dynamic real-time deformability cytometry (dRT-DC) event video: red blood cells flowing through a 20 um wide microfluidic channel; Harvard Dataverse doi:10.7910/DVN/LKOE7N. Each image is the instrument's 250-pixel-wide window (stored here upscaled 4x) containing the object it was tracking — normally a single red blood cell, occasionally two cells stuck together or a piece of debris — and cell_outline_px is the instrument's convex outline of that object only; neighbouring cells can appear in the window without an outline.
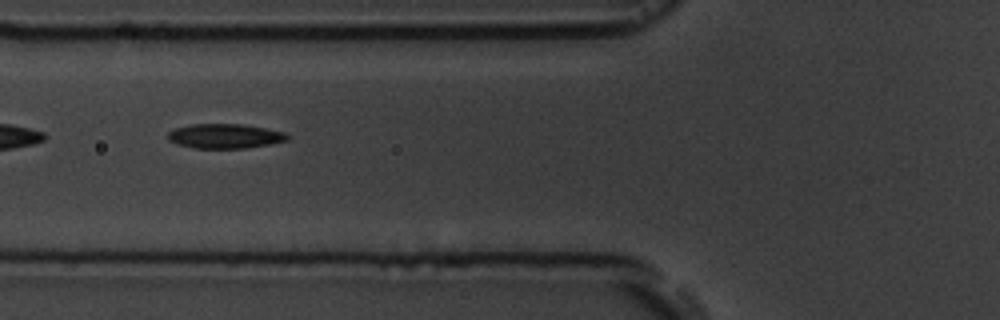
{"species": "common noctule bat (a hibernating species)", "species_latin": "Nyctalus noctula", "temperature_condition": "room temperature", "stored_images_in_passage": 13, "camera_frame_rate_fps": 3000, "um_per_image_px": 0.085, "animal": {"sex": "male", "body_mass_g": 19.5, "forearm_length_mm": 54.6}, "frame": {"image": 1, "passage_image": 3, "time_ms": 2.333, "image_size_px": [1000, 320], "cell_outline_px": [[288, 140], [268, 144], [244, 148], [192, 148], [176, 144], [168, 140], [168, 132], [176, 128], [192, 124], [244, 124], [284, 132], [288, 136]], "centroid_in_image_um": [19.08, 11.57], "position_along_channel_um": 106.7, "area_um2": 16.99}}
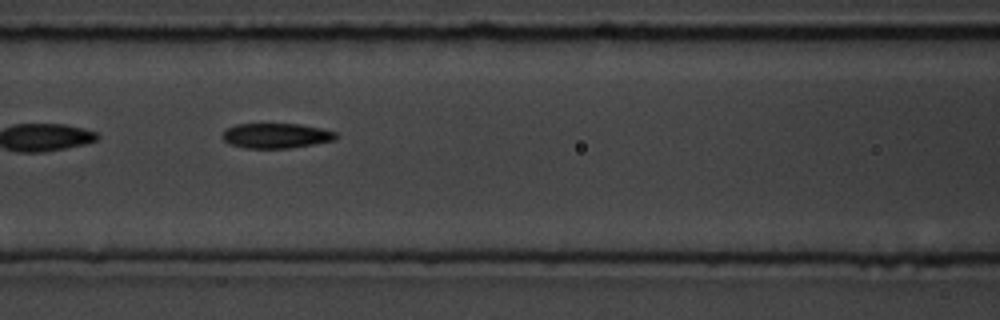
{"frame": {"image": 2, "passage_image": 4, "time_ms": 3.333, "image_size_px": [1000, 320], "cell_outline_px": [[336, 140], [288, 148], [244, 148], [228, 144], [220, 136], [228, 128], [236, 124], [300, 124], [320, 128], [336, 132]], "centroid_in_image_um": [23.44, 11.53], "position_along_channel_um": 143.2, "area_um2": 16.47}}
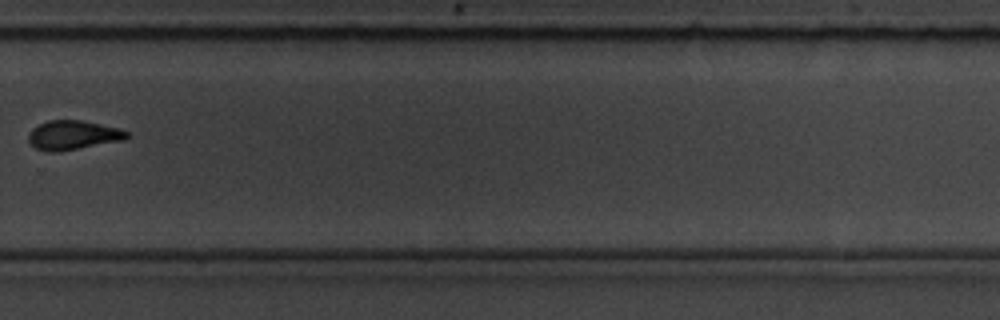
{"frame": {"image": 3, "passage_image": 8, "time_ms": 8.333, "image_size_px": [1000, 320], "cell_outline_px": [[128, 136], [124, 140], [60, 152], [48, 152], [36, 148], [28, 140], [28, 132], [32, 128], [48, 120], [84, 120], [120, 128], [128, 132]], "centroid_in_image_um": [6.2, 11.48], "position_along_channel_um": 323.6, "area_um2": 16.94}, "authors_computed_cell_mechanics": {"area_um2": 16.6464, "velocity_mm_per_s": 3.6086, "shape_relaxation_time_tau1_ms": null, "shape_relaxation_time_tau2_ms": 7.6935, "deformation_change_tau1": null, "deformation_change_tau2": 0.1173}}